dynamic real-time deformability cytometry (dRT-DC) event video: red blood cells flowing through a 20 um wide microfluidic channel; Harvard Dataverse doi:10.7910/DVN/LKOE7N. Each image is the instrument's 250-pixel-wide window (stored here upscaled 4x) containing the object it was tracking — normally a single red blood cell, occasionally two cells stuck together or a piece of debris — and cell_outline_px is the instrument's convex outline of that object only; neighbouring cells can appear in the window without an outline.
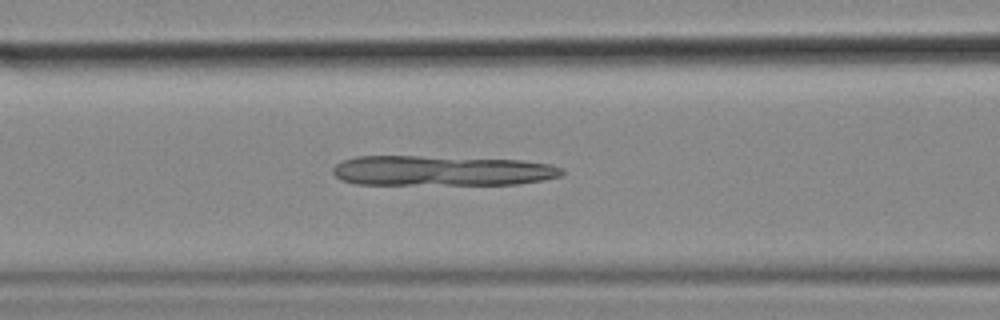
{"species": "common noctule bat (a hibernating species)", "species_latin": "Nyctalus noctula", "temperature_condition": "cold", "stored_images_in_passage": 55, "camera_frame_rate_fps": 3000, "um_per_image_px": 0.085, "animal": {"sex": "female", "body_mass_g": 18.4}, "frame": {"image": 1, "passage_image": 22, "time_ms": 7.0, "image_size_px": [1000, 320], "cell_outline_px": [[564, 172], [560, 176], [544, 180], [516, 184], [356, 184], [340, 180], [332, 172], [332, 168], [336, 164], [344, 160], [356, 156], [420, 156], [520, 160], [552, 164], [564, 168]], "centroid_in_image_um": [37.55, 14.51], "position_along_channel_um": 129.1, "area_um2": 40.34}}
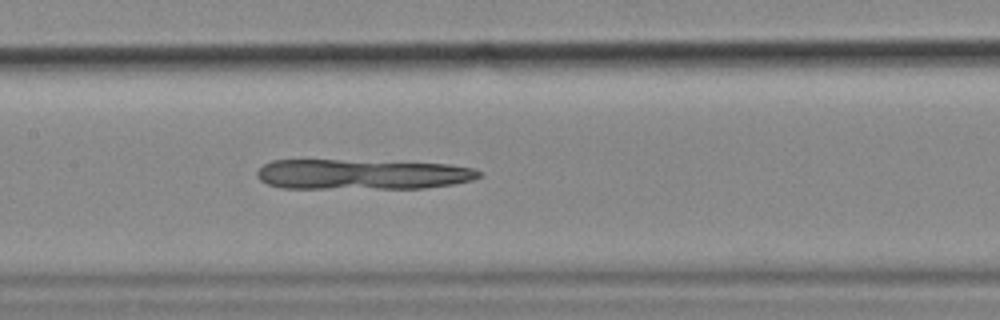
{"frame": {"image": 2, "passage_image": 26, "time_ms": 8.333, "image_size_px": [1000, 320], "cell_outline_px": [[480, 176], [472, 180], [452, 184], [424, 188], [280, 188], [268, 184], [260, 180], [256, 176], [256, 172], [264, 164], [272, 160], [340, 160], [448, 164], [472, 168], [480, 172]], "centroid_in_image_um": [30.72, 14.82], "position_along_channel_um": 176.7, "area_um2": 38.9}}